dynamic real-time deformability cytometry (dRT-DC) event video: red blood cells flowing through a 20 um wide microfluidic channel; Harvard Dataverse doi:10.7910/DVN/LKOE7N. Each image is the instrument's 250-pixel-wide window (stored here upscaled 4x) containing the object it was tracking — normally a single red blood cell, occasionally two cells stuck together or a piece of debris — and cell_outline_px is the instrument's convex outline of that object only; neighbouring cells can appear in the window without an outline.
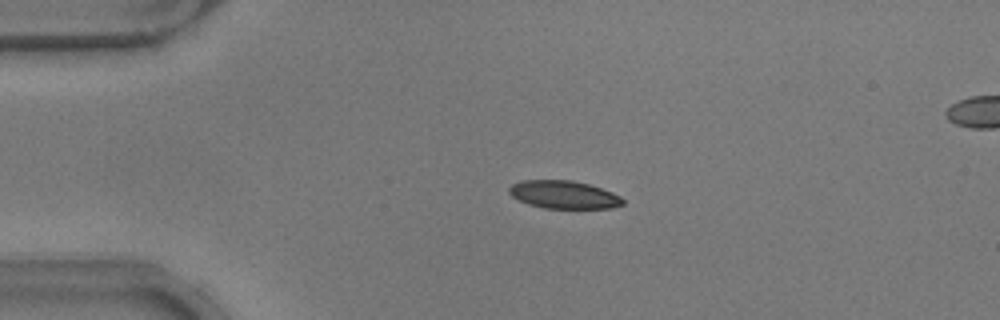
{"species": "common noctule bat (a hibernating species)", "species_latin": "Nyctalus noctula", "temperature_condition": "warm", "stored_images_in_passage": 43, "segment_of_instrument_passage": [1, 2], "camera_frame_rate_fps": 3000, "um_per_image_px": 0.085, "animal": {"sex": "male", "body_mass_g": 17.9}, "frame": {"image": 1, "passage_image": 1, "time_ms": 0.0, "image_size_px": [1000, 320], "cell_outline_px": [[624, 204], [612, 208], [544, 208], [528, 204], [512, 196], [508, 192], [508, 188], [512, 184], [520, 180], [572, 180], [588, 184], [612, 192], [620, 196], [624, 200]], "centroid_in_image_um": [47.91, 16.54], "position_along_channel_um": 37.1, "area_um2": 18.5}}
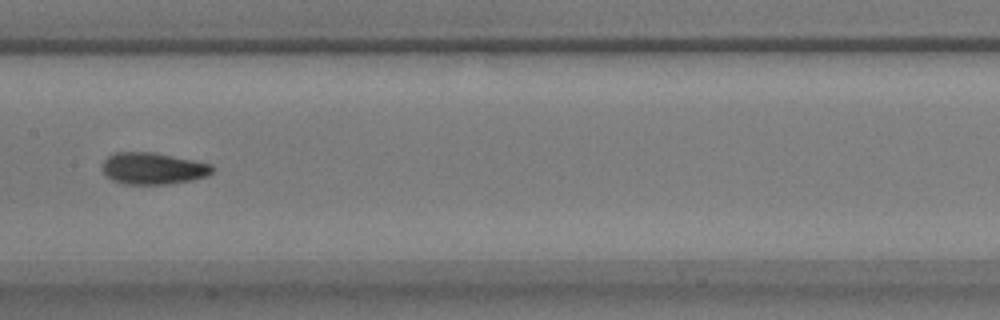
{"frame": {"image": 2, "passage_image": 16, "time_ms": 5.0, "image_size_px": [1000, 320], "cell_outline_px": [[212, 172], [208, 176], [192, 180], [168, 184], [124, 184], [112, 180], [104, 176], [104, 160], [108, 156], [116, 152], [152, 152], [212, 164]], "centroid_in_image_um": [13.0, 14.33], "position_along_channel_um": 194.4, "area_um2": 20.23}}
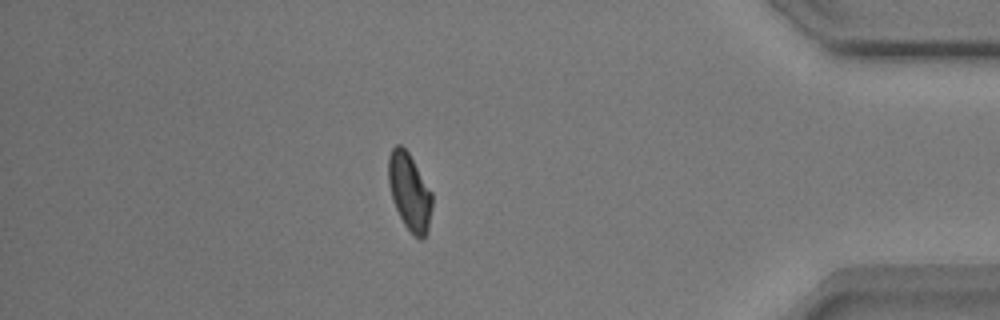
{"frame": {"image": 3, "passage_image": 35, "time_ms": 11.333, "image_size_px": [1000, 320], "cell_outline_px": [[432, 208], [428, 232], [420, 240], [404, 224], [396, 208], [388, 184], [388, 156], [392, 148], [396, 144], [400, 144], [408, 152], [432, 192]], "centroid_in_image_um": [34.81, 16.28], "position_along_channel_um": 400.4, "area_um2": 19.48}}